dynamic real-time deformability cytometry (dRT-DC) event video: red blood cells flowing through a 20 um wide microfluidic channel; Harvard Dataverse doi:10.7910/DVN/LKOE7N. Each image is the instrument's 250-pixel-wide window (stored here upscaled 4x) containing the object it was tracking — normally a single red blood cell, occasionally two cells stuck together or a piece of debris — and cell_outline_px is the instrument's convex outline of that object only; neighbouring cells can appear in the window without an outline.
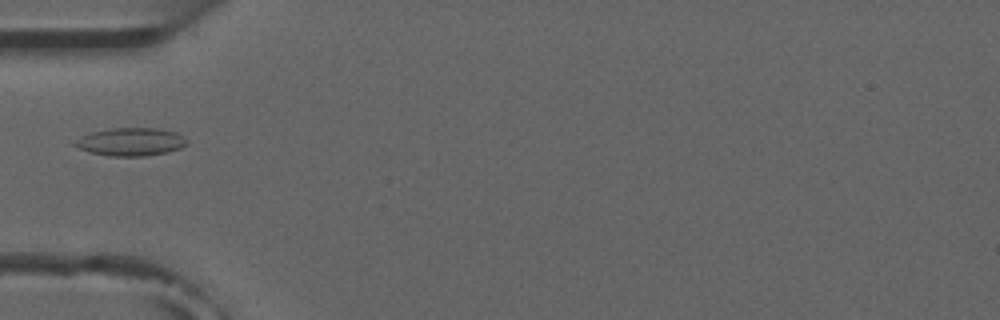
{"species": "common noctule bat (a hibernating species)", "species_latin": "Nyctalus noctula", "temperature_condition": "room temperature", "stored_images_in_passage": 5, "camera_frame_rate_fps": 3000, "um_per_image_px": 0.085, "animal": {"sex": "male", "forearm_length_mm": 52.5}, "frame": {"image": 1, "passage_image": 5, "time_ms": 4.667, "image_size_px": [1000, 320], "cell_outline_px": [[188, 144], [180, 148], [168, 152], [144, 156], [108, 156], [92, 152], [80, 148], [72, 144], [80, 136], [92, 132], [112, 128], [156, 128], [176, 132], [184, 136], [188, 140]], "centroid_in_image_um": [11.15, 12.05], "position_along_channel_um": 73.8, "area_um2": 18.26}}